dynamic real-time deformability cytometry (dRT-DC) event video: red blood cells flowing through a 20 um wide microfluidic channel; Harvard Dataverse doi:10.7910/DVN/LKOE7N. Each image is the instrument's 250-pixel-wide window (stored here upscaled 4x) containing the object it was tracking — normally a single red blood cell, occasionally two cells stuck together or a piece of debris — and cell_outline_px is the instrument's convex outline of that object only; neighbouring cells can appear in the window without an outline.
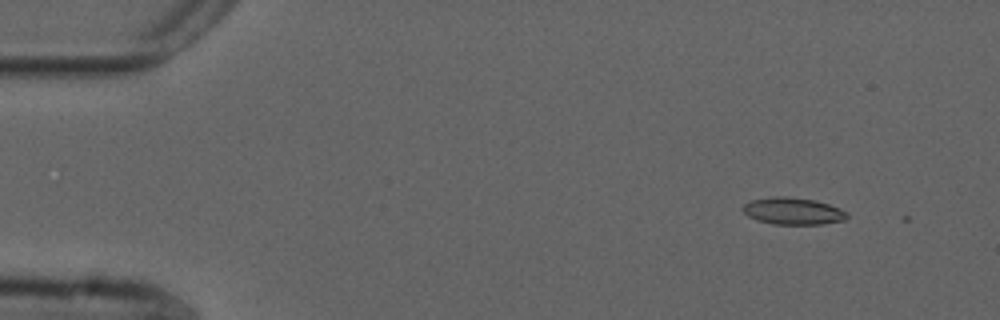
{"species": "common noctule bat (a hibernating species)", "species_latin": "Nyctalus noctula", "temperature_condition": "cold", "stored_images_in_passage": 2, "camera_frame_rate_fps": 3000, "um_per_image_px": 0.085, "animal": {"sex": "male", "forearm_length_mm": 52.5}, "frame": {"image": 1, "passage_image": 1, "time_ms": 0.0, "image_size_px": [1000, 320], "cell_outline_px": [[848, 216], [844, 220], [820, 224], [772, 224], [756, 220], [748, 216], [740, 208], [744, 204], [752, 200], [772, 196], [784, 196], [816, 200], [840, 208], [848, 212]], "centroid_in_image_um": [67.38, 17.94], "position_along_channel_um": 17.6, "area_um2": 16.47}}